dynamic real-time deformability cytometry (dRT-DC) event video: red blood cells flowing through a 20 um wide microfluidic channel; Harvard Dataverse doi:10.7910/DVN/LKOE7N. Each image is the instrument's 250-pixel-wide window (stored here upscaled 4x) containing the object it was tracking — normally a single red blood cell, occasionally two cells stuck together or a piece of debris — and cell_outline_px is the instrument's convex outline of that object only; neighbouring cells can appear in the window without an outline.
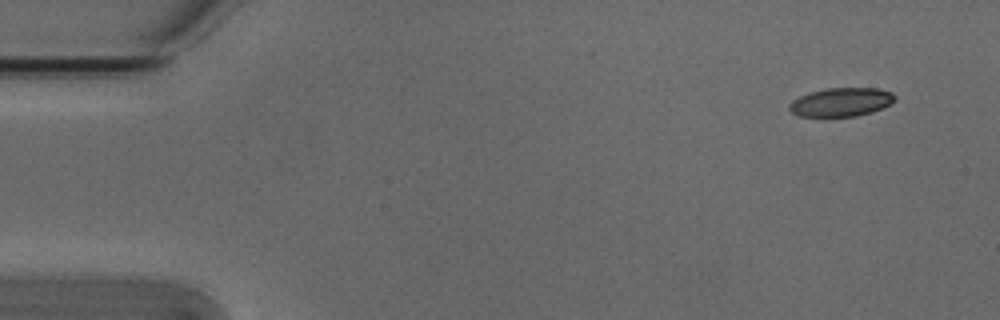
{"species": "Egyptian fruit bat (a non-hibernating species)", "species_latin": "Rousettus aegyptiacus", "temperature_condition": "cold", "stored_images_in_passage": 4, "camera_frame_rate_fps": 3000, "um_per_image_px": 0.085, "animal": {"sex": "male"}, "frame": {"image": 1, "passage_image": 1, "time_ms": 0.0, "image_size_px": [1000, 320], "cell_outline_px": [[896, 100], [872, 112], [856, 116], [800, 116], [792, 112], [788, 108], [788, 104], [792, 100], [808, 92], [828, 88], [876, 88], [892, 92], [896, 96]], "centroid_in_image_um": [71.48, 8.67], "position_along_channel_um": 13.5, "area_um2": 17.57}}
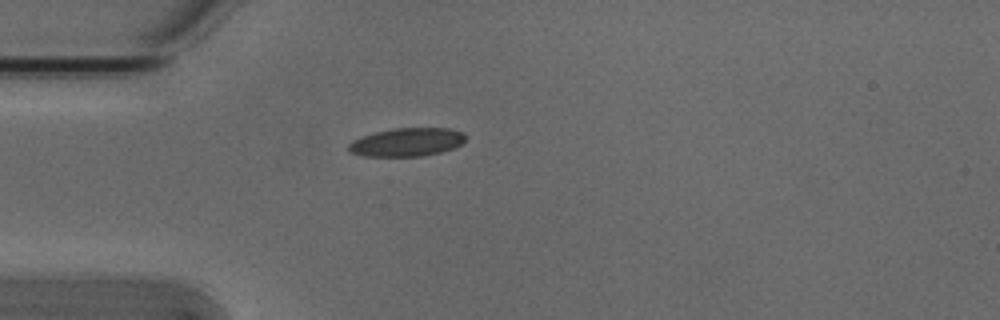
{"frame": {"image": 2, "passage_image": 4, "time_ms": 1.0, "image_size_px": [1000, 320], "cell_outline_px": [[464, 140], [460, 144], [452, 148], [440, 152], [420, 156], [364, 156], [352, 152], [348, 148], [348, 144], [352, 140], [360, 136], [392, 128], [448, 128], [464, 132]], "centroid_in_image_um": [34.55, 12.07], "position_along_channel_um": 50.4, "area_um2": 19.19}}